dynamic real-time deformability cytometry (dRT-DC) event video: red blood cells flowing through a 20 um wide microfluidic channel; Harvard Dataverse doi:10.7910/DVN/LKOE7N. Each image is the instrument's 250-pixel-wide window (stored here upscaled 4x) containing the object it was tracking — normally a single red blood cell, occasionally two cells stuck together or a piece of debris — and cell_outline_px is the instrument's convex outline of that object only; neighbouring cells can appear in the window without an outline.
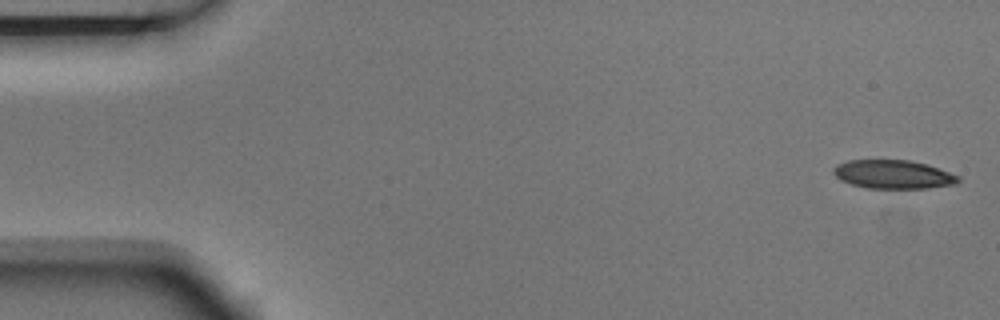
{"species": "Egyptian fruit bat (a non-hibernating species)", "species_latin": "Rousettus aegyptiacus", "temperature_condition": "room temperature", "stored_images_in_passage": 5, "camera_frame_rate_fps": 3000, "um_per_image_px": 0.085, "animal": {"sex": "male"}, "frame": {"image": 1, "passage_image": 1, "time_ms": 0.0, "image_size_px": [1000, 320], "cell_outline_px": [[960, 180], [956, 184], [928, 188], [868, 188], [852, 184], [840, 180], [832, 172], [832, 168], [836, 164], [848, 160], [908, 160], [928, 164], [960, 176]], "centroid_in_image_um": [75.92, 14.82], "position_along_channel_um": 9.1, "area_um2": 20.92}}
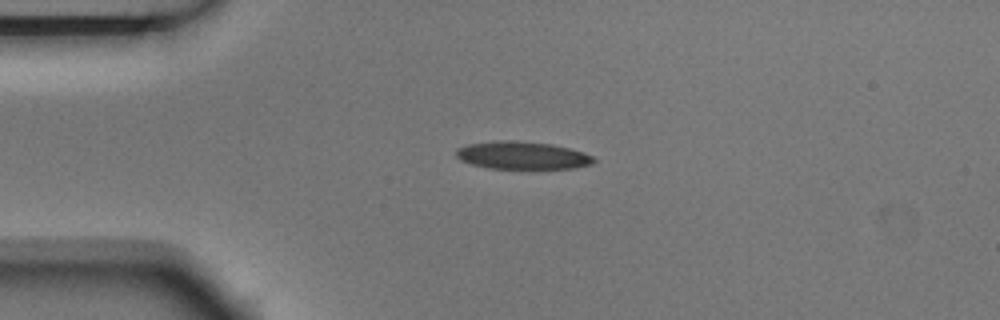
{"frame": {"image": 2, "passage_image": 4, "time_ms": 1.0, "image_size_px": [1000, 320], "cell_outline_px": [[596, 160], [592, 164], [572, 168], [488, 168], [472, 164], [460, 160], [456, 156], [456, 148], [468, 144], [504, 140], [512, 140], [552, 144], [584, 152], [592, 156]], "centroid_in_image_um": [44.38, 13.2], "position_along_channel_um": 40.6, "area_um2": 22.02}}